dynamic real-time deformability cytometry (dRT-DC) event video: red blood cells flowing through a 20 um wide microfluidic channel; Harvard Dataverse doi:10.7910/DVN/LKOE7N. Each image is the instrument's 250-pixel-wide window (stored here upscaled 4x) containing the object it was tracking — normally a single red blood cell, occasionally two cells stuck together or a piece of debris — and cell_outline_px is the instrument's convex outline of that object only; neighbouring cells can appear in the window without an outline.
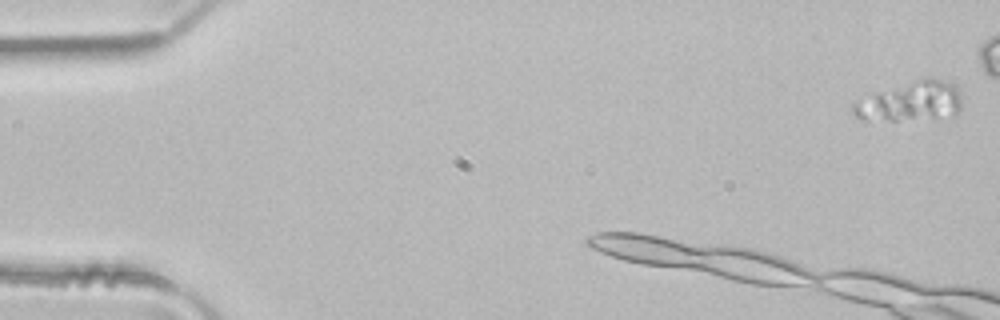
{"species": "common noctule bat (a hibernating species)", "species_latin": "Nyctalus noctula", "temperature_condition": "room temperature", "stored_images_in_passage": 4, "camera_frame_rate_fps": 3000, "um_per_image_px": 0.085, "animal": {"sex": "male", "body_mass_g": 21.5, "forearm_length_mm": 52.0}, "frame": {"image": 1, "passage_image": 1, "time_ms": 0.0, "image_size_px": [1000, 320], "cell_outline_px": [[960, 112], [956, 116], [868, 124], [852, 116], [852, 104], [864, 92], [928, 76], [932, 76], [952, 84], [960, 92]], "centroid_in_image_um": [77.22, 8.65], "position_along_channel_um": 7.8, "area_um2": 27.28}}